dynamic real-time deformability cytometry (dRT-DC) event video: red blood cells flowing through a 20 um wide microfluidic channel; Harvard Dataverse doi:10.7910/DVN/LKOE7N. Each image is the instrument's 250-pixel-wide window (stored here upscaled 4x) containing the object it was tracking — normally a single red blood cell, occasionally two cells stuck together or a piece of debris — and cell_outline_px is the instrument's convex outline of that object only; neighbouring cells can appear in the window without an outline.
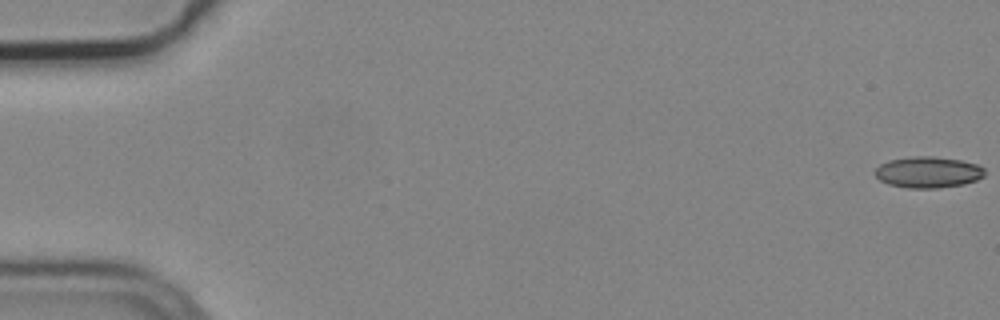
{"species": "common noctule bat (a hibernating species)", "species_latin": "Nyctalus noctula", "temperature_condition": "cold", "stored_images_in_passage": 6, "camera_frame_rate_fps": 3000, "um_per_image_px": 0.085, "animal": {"sex": "male", "body_mass_g": 19.2, "forearm_length_mm": 51.8}, "frame": {"image": 1, "passage_image": 1, "time_ms": 0.0, "image_size_px": [1000, 320], "cell_outline_px": [[984, 176], [976, 180], [964, 184], [936, 188], [908, 188], [888, 184], [880, 180], [876, 176], [876, 168], [880, 164], [888, 160], [912, 156], [932, 156], [960, 160], [976, 164], [984, 168]], "centroid_in_image_um": [78.88, 14.63], "position_along_channel_um": 6.1, "area_um2": 19.88}}
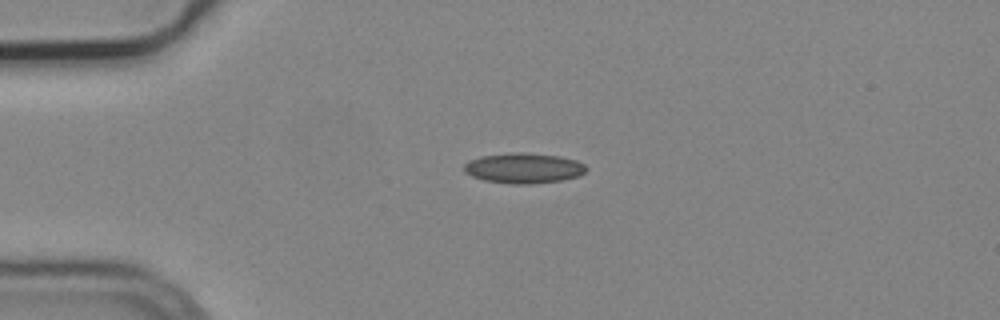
{"frame": {"image": 2, "passage_image": 4, "time_ms": 1.0, "image_size_px": [1000, 320], "cell_outline_px": [[588, 168], [580, 176], [560, 180], [532, 184], [512, 184], [484, 180], [472, 176], [464, 172], [464, 164], [468, 160], [480, 156], [512, 152], [520, 152], [560, 156], [576, 160], [584, 164]], "centroid_in_image_um": [44.5, 14.28], "position_along_channel_um": 40.5, "area_um2": 21.68}}
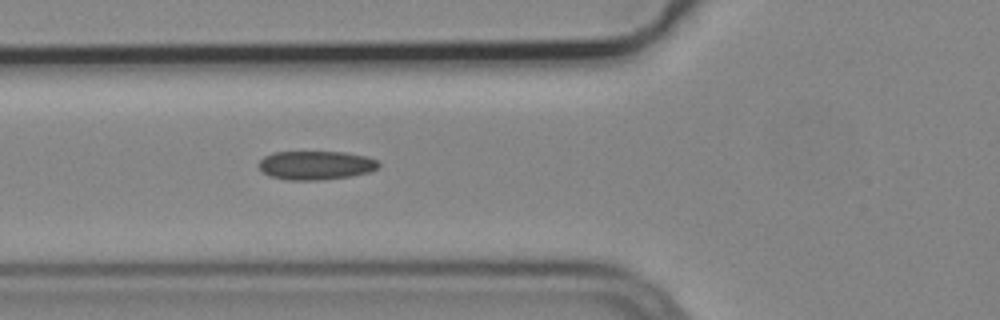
{"frame": {"image": 3, "passage_image": 6, "time_ms": 1.667, "image_size_px": [1000, 320], "cell_outline_px": [[380, 164], [376, 168], [368, 172], [352, 176], [324, 180], [284, 180], [268, 176], [260, 172], [256, 164], [264, 156], [272, 152], [344, 152], [368, 156], [376, 160]], "centroid_in_image_um": [26.77, 14.05], "position_along_channel_um": 99.0, "area_um2": 20.52}}